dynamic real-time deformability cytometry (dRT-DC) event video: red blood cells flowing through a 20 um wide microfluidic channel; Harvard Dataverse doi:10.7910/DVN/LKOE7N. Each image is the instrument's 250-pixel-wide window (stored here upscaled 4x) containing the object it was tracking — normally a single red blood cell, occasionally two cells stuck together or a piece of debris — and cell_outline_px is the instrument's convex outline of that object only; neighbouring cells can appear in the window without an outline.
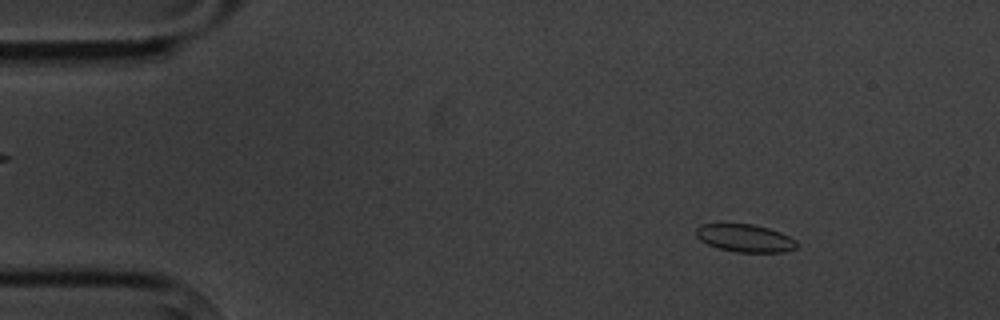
{"species": "common noctule bat (a hibernating species)", "species_latin": "Nyctalus noctula", "temperature_condition": "cold", "stored_images_in_passage": 9, "camera_frame_rate_fps": 3000, "um_per_image_px": 0.085, "animal": {"sex": "male", "body_mass_g": 20.1, "forearm_length_mm": 53.5}, "frame": {"image": 1, "passage_image": 3, "time_ms": 2.0, "image_size_px": [1000, 320], "cell_outline_px": [[796, 248], [784, 252], [736, 252], [716, 248], [700, 240], [696, 236], [696, 228], [700, 224], [752, 224], [768, 228], [780, 232], [796, 240]], "centroid_in_image_um": [63.3, 20.24], "position_along_channel_um": 21.7, "area_um2": 16.24}}
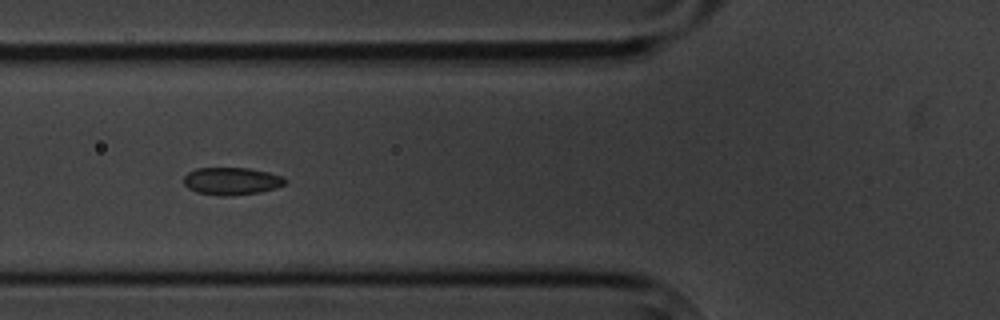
{"frame": {"image": 2, "passage_image": 7, "time_ms": 6.667, "image_size_px": [1000, 320], "cell_outline_px": [[288, 180], [284, 184], [276, 188], [260, 192], [228, 196], [220, 196], [196, 192], [188, 188], [184, 184], [184, 176], [188, 172], [196, 168], [248, 168], [268, 172], [284, 176]], "centroid_in_image_um": [19.7, 15.39], "position_along_channel_um": 106.1, "area_um2": 16.36}}
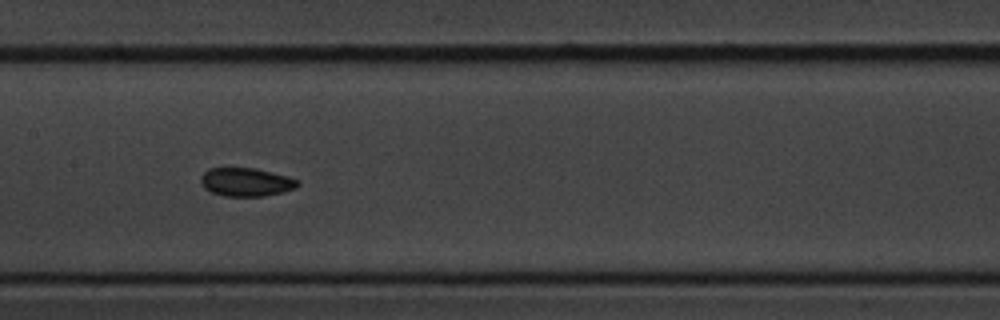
{"frame": {"image": 3, "passage_image": 9, "time_ms": 9.0, "image_size_px": [1000, 320], "cell_outline_px": [[300, 184], [296, 188], [264, 196], [224, 196], [212, 192], [204, 188], [200, 184], [200, 176], [208, 168], [256, 168], [288, 176], [300, 180]], "centroid_in_image_um": [20.91, 15.47], "position_along_channel_um": 186.5, "area_um2": 16.18}}